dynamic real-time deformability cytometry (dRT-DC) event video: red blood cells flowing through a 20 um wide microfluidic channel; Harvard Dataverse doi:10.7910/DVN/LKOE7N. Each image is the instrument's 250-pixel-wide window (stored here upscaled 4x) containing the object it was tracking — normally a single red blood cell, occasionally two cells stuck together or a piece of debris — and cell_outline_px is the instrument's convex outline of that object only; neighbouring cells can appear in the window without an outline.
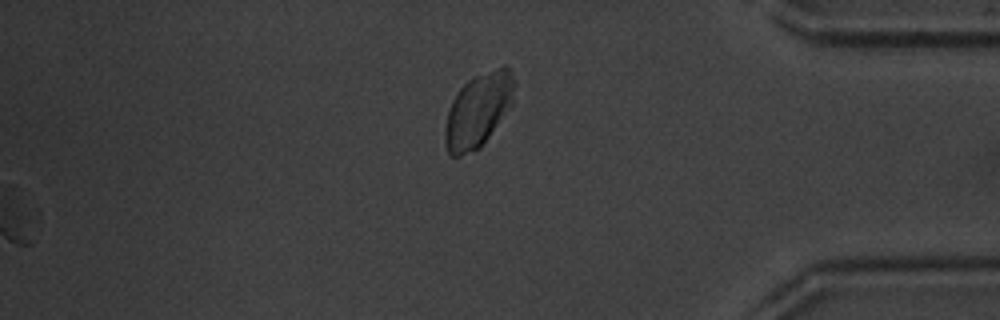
{"species": "common noctule bat (a hibernating species)", "species_latin": "Nyctalus noctula", "temperature_condition": "warm", "stored_images_in_passage": 54, "segment_of_instrument_passage": [2, 2], "camera_frame_rate_fps": 3000, "um_per_image_px": 0.085, "animal": {"sex": "male", "body_mass_g": 20.1, "forearm_length_mm": 53.5}, "frame": {"image": 1, "passage_image": 54, "time_ms": 17.667, "image_size_px": [1000, 320], "cell_outline_px": [[516, 84], [512, 104], [480, 148], [460, 156], [452, 156], [448, 152], [444, 140], [444, 128], [448, 112], [452, 100], [460, 88], [472, 76], [504, 64], [512, 72], [516, 80]], "centroid_in_image_um": [40.66, 9.32], "position_along_channel_um": 394.5, "area_um2": 30.11}}